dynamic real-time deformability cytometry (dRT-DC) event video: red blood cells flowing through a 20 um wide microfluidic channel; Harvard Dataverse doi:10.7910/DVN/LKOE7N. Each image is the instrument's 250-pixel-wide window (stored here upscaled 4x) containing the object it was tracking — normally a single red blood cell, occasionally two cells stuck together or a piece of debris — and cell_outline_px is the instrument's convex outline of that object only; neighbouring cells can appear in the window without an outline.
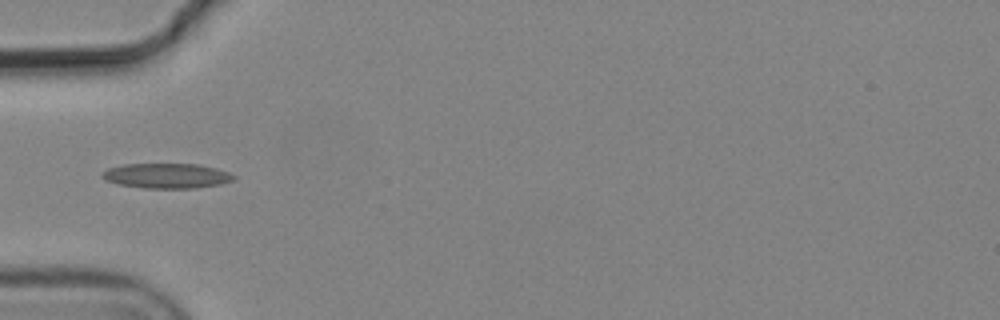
{"species": "common noctule bat (a hibernating species)", "species_latin": "Nyctalus noctula", "temperature_condition": "cold", "stored_images_in_passage": 5, "camera_frame_rate_fps": 3000, "um_per_image_px": 0.085, "animal": {"sex": "male", "body_mass_g": 19.2, "forearm_length_mm": 51.8}, "frame": {"image": 1, "passage_image": 5, "time_ms": 1.333, "image_size_px": [1000, 320], "cell_outline_px": [[236, 180], [220, 184], [196, 188], [144, 188], [120, 184], [104, 180], [100, 176], [100, 172], [108, 168], [124, 164], [196, 164], [216, 168], [228, 172], [236, 176]], "centroid_in_image_um": [14.16, 14.94], "position_along_channel_um": 70.8, "area_um2": 19.25}}